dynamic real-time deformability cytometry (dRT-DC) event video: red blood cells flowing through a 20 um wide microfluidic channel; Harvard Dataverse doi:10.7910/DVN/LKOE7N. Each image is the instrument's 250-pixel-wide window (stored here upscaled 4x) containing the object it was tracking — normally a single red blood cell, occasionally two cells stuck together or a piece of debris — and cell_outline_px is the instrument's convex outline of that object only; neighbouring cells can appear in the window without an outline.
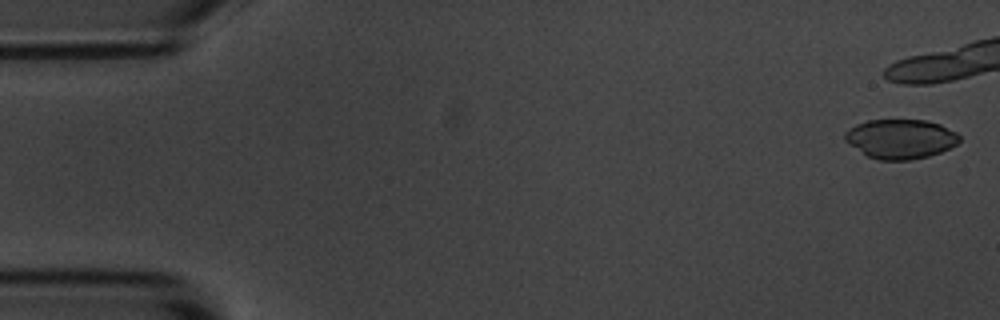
{"species": "common noctule bat (a hibernating species)", "species_latin": "Nyctalus noctula", "temperature_condition": "room temperature", "stored_images_in_passage": 3, "camera_frame_rate_fps": 3000, "um_per_image_px": 0.085, "animal": {"sex": "male", "body_mass_g": 20.1, "forearm_length_mm": 53.5}, "frame": {"image": 1, "passage_image": 1, "time_ms": 0.0, "image_size_px": [1000, 320], "cell_outline_px": [[960, 140], [956, 144], [940, 152], [928, 156], [912, 160], [880, 160], [868, 156], [848, 144], [844, 140], [844, 132], [848, 128], [856, 124], [868, 120], [924, 120], [940, 124], [956, 132], [960, 136]], "centroid_in_image_um": [76.51, 11.8], "position_along_channel_um": 8.5, "area_um2": 26.36}}